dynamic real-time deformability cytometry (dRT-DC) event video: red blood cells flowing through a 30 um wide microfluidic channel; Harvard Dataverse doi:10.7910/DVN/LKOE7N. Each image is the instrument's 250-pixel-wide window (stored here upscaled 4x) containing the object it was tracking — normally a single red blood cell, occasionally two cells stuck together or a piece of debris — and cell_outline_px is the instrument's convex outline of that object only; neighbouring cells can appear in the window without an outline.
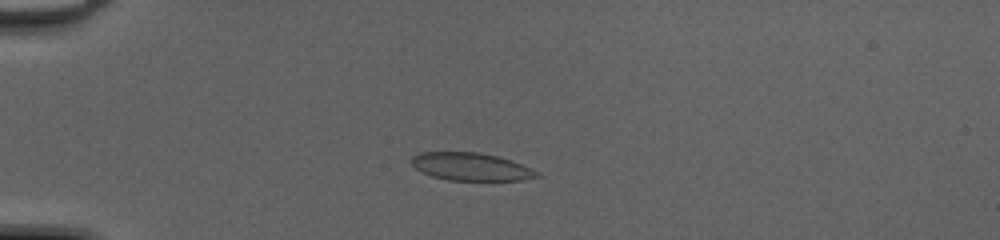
{"species": "common noctule bat (a hibernating species)", "species_latin": "Nyctalus noctula", "temperature_condition": "cold", "stored_images_in_passage": 48, "camera_frame_rate_fps": 3000, "um_per_image_px": 0.085, "animal": {"sex": "female", "body_mass_g": 20.0, "forearm_length_mm": 54.0}, "frame": {"image": 1, "passage_image": 12, "time_ms": 3.667, "image_size_px": [1000, 240], "cell_outline_px": [[540, 176], [520, 180], [448, 180], [432, 176], [416, 168], [412, 164], [412, 156], [420, 152], [476, 152], [500, 156], [532, 168], [540, 172]], "centroid_in_image_um": [40.06, 14.16], "position_along_channel_um": 44.9, "area_um2": 20.23}}
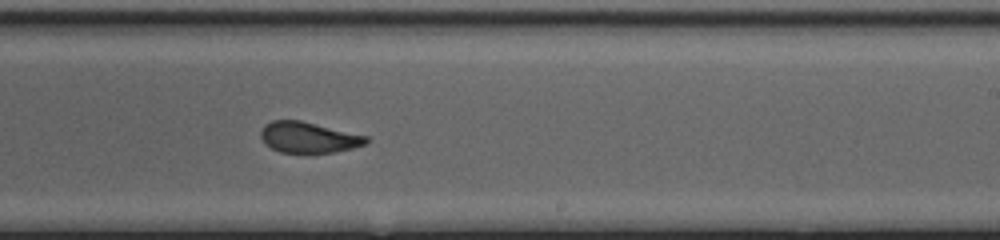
{"frame": {"image": 2, "passage_image": 30, "time_ms": 9.667, "image_size_px": [1000, 240], "cell_outline_px": [[368, 140], [364, 144], [352, 148], [336, 152], [280, 152], [264, 144], [260, 136], [260, 132], [264, 124], [272, 120], [300, 120], [368, 136]], "centroid_in_image_um": [26.18, 11.67], "position_along_channel_um": 262.8, "area_um2": 18.84}}
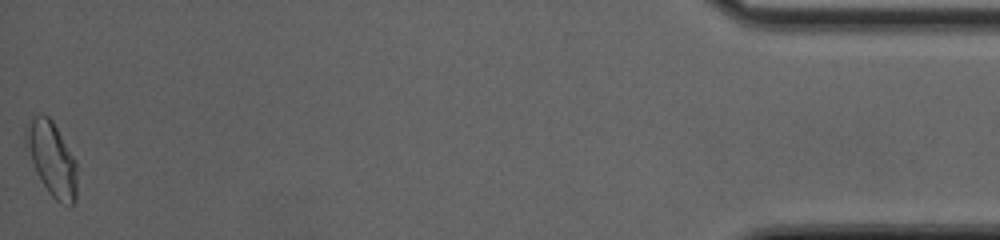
{"frame": {"image": 3, "passage_image": 48, "time_ms": 15.667, "image_size_px": [1000, 240], "cell_outline_px": [[76, 200], [72, 204], [60, 204], [48, 192], [40, 180], [36, 172], [24, 144], [24, 128], [36, 116], [48, 116], [52, 120], [76, 160]], "centroid_in_image_um": [4.39, 13.52], "position_along_channel_um": 430.8, "area_um2": 21.91}, "authors_computed_cell_mechanics": {"area_um2": 20.2589, "velocity_mm_per_s": 4.2206, "shape_relaxation_time_tau1_ms": null, "shape_relaxation_time_tau2_ms": 1.1315, "deformation_change_tau1": null, "deformation_change_tau2": 0.071}}